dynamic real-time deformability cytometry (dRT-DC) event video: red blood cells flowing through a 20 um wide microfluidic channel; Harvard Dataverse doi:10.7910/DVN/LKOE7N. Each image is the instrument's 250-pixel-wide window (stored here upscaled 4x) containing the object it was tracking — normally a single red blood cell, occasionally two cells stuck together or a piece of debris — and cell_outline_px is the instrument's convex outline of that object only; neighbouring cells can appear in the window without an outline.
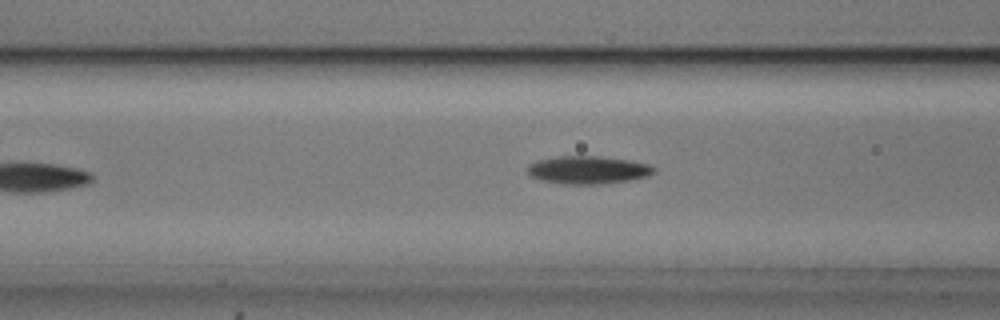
{"species": "common noctule bat (a hibernating species)", "species_latin": "Nyctalus noctula", "temperature_condition": "cold", "stored_images_in_passage": 26, "camera_frame_rate_fps": 3000, "um_per_image_px": 0.085, "animal": {"sex": "male", "body_mass_g": 20.5, "forearm_length_mm": 52.5}, "frame": {"image": 1, "passage_image": 8, "time_ms": 2.333, "image_size_px": [1000, 320], "cell_outline_px": [[656, 172], [648, 176], [628, 180], [600, 184], [564, 184], [540, 180], [532, 176], [528, 172], [528, 164], [536, 160], [556, 156], [600, 156], [628, 160], [648, 164], [656, 168]], "centroid_in_image_um": [49.97, 14.44], "position_along_channel_um": 116.6, "area_um2": 20.58}}